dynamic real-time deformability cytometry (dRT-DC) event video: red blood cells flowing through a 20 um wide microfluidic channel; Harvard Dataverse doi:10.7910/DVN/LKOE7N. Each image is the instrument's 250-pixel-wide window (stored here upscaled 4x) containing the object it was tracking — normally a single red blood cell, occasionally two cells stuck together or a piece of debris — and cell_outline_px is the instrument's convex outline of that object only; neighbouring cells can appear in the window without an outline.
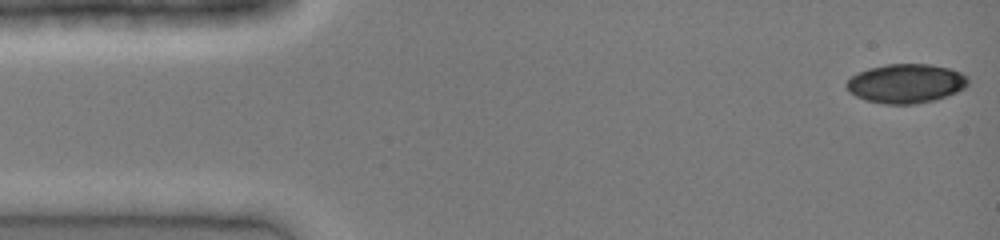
{"species": "common noctule bat (a hibernating species)", "species_latin": "Nyctalus noctula", "temperature_condition": "cold", "stored_images_in_passage": 41, "camera_frame_rate_fps": 3000, "um_per_image_px": 0.085, "animal": {"sex": "female", "body_mass_g": 19.0, "forearm_length_mm": 51.5}, "frame": {"image": 1, "passage_image": 1, "time_ms": 0.0, "image_size_px": [1000, 240], "cell_outline_px": [[968, 84], [964, 88], [948, 96], [936, 100], [916, 104], [884, 104], [868, 100], [856, 96], [848, 92], [844, 84], [852, 76], [868, 68], [888, 64], [928, 64], [948, 68], [960, 72], [968, 76]], "centroid_in_image_um": [77.01, 7.1], "position_along_channel_um": 8.0, "area_um2": 27.8}}